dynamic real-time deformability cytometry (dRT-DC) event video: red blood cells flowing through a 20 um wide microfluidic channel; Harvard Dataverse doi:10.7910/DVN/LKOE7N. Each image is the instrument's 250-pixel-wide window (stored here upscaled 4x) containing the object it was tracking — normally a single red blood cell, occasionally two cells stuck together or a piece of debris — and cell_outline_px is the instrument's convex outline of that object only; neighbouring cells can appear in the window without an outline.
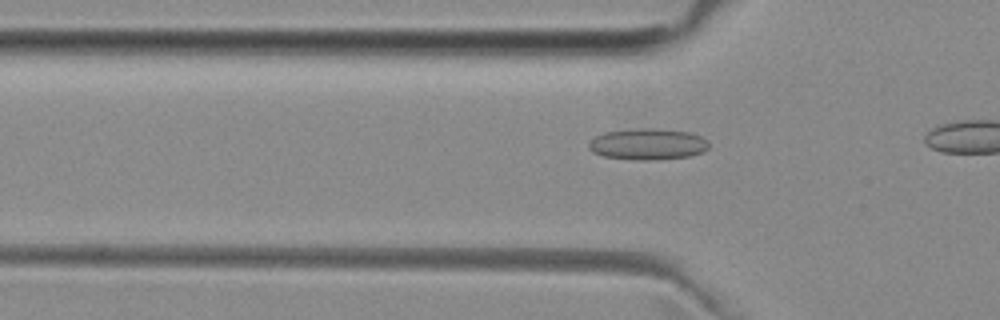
{"species": "common noctule bat (a hibernating species)", "species_latin": "Nyctalus noctula", "temperature_condition": "room temperature", "stored_images_in_passage": 13, "camera_frame_rate_fps": 3000, "um_per_image_px": 0.085, "animal": {"sex": "female", "body_mass_g": 29.2, "forearm_length_mm": 56.3}, "frame": {"image": 1, "passage_image": 10, "time_ms": 3.0, "image_size_px": [1000, 320], "cell_outline_px": [[708, 148], [704, 152], [688, 156], [656, 160], [640, 160], [604, 156], [592, 152], [588, 148], [588, 144], [596, 136], [604, 132], [640, 128], [656, 128], [692, 132], [708, 140]], "centroid_in_image_um": [55.09, 12.24], "position_along_channel_um": 70.7, "area_um2": 21.96}}